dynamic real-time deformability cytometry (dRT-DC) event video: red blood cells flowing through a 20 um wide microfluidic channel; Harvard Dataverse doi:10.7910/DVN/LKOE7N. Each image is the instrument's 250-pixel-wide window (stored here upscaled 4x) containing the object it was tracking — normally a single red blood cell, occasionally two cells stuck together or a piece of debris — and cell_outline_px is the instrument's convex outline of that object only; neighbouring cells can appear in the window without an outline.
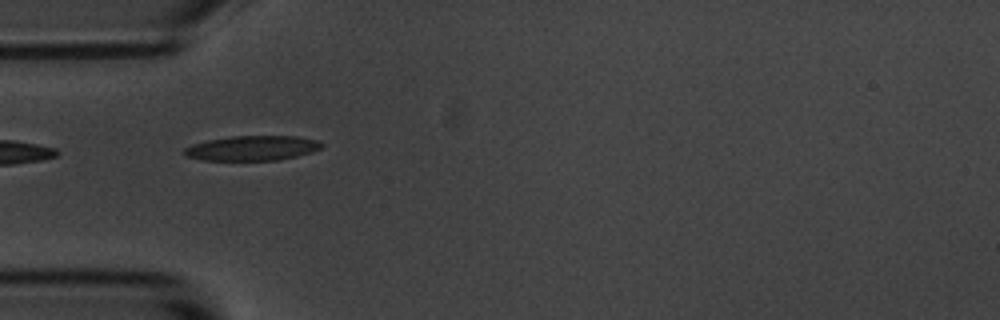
{"species": "common noctule bat (a hibernating species)", "species_latin": "Nyctalus noctula", "temperature_condition": "room temperature", "stored_images_in_passage": 14, "camera_frame_rate_fps": 3000, "um_per_image_px": 0.085, "animal": {"sex": "male", "body_mass_g": 20.1, "forearm_length_mm": 53.5}, "frame": {"image": 1, "passage_image": 1, "time_ms": 0.0, "image_size_px": [1000, 320], "cell_outline_px": [[324, 144], [320, 148], [312, 152], [280, 160], [200, 160], [184, 156], [184, 148], [192, 144], [208, 140], [232, 136], [296, 136], [320, 140]], "centroid_in_image_um": [21.44, 12.59], "position_along_channel_um": 63.6, "area_um2": 20.0}}
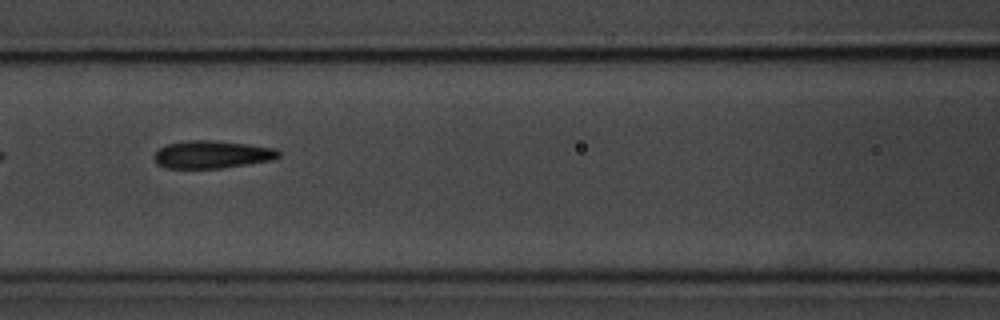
{"frame": {"image": 2, "passage_image": 8, "time_ms": 2.333, "image_size_px": [1000, 320], "cell_outline_px": [[280, 156], [272, 160], [248, 164], [220, 168], [164, 168], [156, 164], [152, 160], [152, 156], [160, 148], [168, 144], [188, 140], [216, 140], [248, 144], [276, 148], [280, 152]], "centroid_in_image_um": [17.99, 13.13], "position_along_channel_um": 148.6, "area_um2": 20.29}}